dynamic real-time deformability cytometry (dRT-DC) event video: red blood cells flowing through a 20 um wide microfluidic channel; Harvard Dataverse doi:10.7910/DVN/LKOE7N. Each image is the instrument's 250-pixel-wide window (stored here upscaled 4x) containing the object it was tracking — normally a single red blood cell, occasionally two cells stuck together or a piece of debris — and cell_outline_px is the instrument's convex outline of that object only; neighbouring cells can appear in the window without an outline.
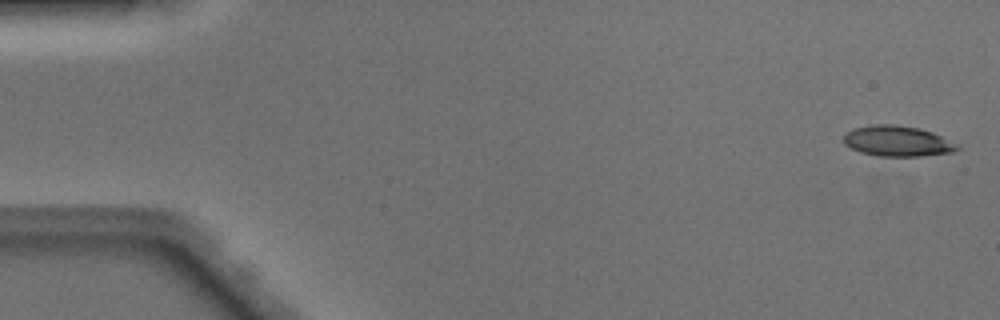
{"species": "Egyptian fruit bat (a non-hibernating species)", "species_latin": "Rousettus aegyptiacus", "temperature_condition": "warm", "stored_images_in_passage": 49, "camera_frame_rate_fps": 3000, "um_per_image_px": 0.085, "animal": {"sex": "male"}, "frame": {"image": 1, "passage_image": 1, "time_ms": 0.0, "image_size_px": [1000, 320], "cell_outline_px": [[960, 148], [952, 152], [920, 156], [876, 156], [860, 152], [844, 144], [844, 136], [852, 128], [872, 124], [896, 124], [920, 128], [932, 132], [940, 136]], "centroid_in_image_um": [76.22, 11.98], "position_along_channel_um": 8.8, "area_um2": 20.06}}
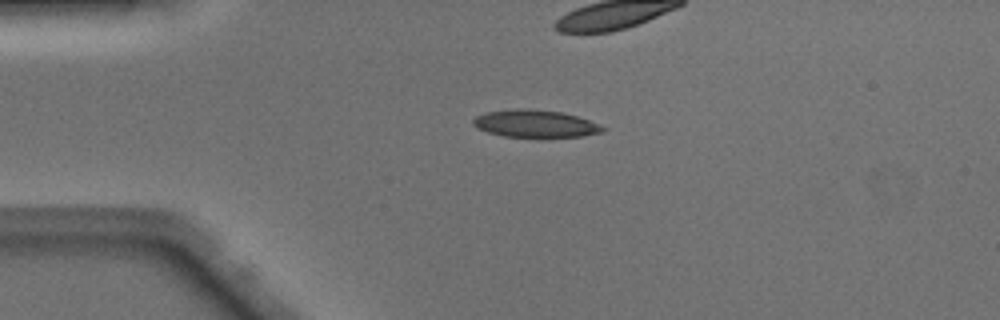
{"frame": {"image": 2, "passage_image": 11, "time_ms": 3.333, "image_size_px": [1000, 320], "cell_outline_px": [[608, 128], [604, 132], [580, 136], [504, 136], [488, 132], [476, 128], [472, 124], [472, 120], [476, 116], [484, 112], [516, 108], [524, 108], [564, 112], [600, 124]], "centroid_in_image_um": [45.48, 10.49], "position_along_channel_um": 39.5, "area_um2": 20.63}, "authors_computed_cell_mechanics": {"area_um2": 20.9236, "velocity_mm_per_s": 4.1655, "shape_relaxation_time_tau1_ms": 9.8158, "shape_relaxation_time_tau2_ms": 1.9345, "deformation_change_tau1": 0.2867, "deformation_change_tau2": 0.0986}}